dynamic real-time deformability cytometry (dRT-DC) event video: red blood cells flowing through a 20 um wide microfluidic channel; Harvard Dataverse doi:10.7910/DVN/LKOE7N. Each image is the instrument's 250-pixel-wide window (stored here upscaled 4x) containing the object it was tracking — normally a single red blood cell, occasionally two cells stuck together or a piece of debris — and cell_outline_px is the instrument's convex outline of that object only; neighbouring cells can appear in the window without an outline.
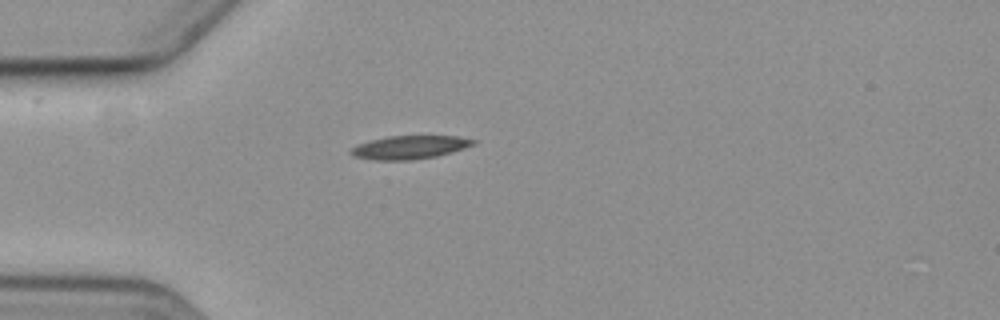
{"species": "common noctule bat (a hibernating species)", "species_latin": "Nyctalus noctula", "temperature_condition": "cold", "stored_images_in_passage": 2, "camera_frame_rate_fps": 3000, "um_per_image_px": 0.085, "animal": {"sex": "female", "body_mass_g": 19.3, "forearm_length_mm": 54.1}, "frame": {"image": 1, "passage_image": 1, "time_ms": 0.0, "image_size_px": [1000, 320], "cell_outline_px": [[476, 144], [452, 152], [436, 156], [412, 160], [376, 160], [352, 156], [348, 152], [352, 148], [360, 144], [372, 140], [388, 136], [456, 136], [476, 140]], "centroid_in_image_um": [34.83, 12.52], "position_along_channel_um": 50.2, "area_um2": 16.53}}